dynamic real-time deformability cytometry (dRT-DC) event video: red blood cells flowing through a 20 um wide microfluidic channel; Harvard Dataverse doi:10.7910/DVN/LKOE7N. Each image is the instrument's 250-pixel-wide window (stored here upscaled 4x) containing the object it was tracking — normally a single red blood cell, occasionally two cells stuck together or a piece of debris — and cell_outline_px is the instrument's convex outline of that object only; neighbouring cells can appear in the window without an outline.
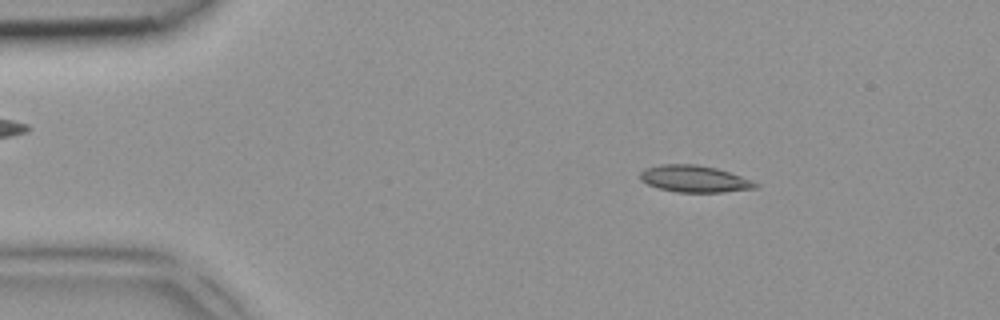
{"species": "common noctule bat (a hibernating species)", "species_latin": "Nyctalus noctula", "temperature_condition": "room temperature", "stored_images_in_passage": 6, "camera_frame_rate_fps": 3000, "um_per_image_px": 0.085, "animal": {"sex": "female", "body_mass_g": 18.4}, "frame": {"image": 1, "passage_image": 2, "time_ms": 0.333, "image_size_px": [1000, 320], "cell_outline_px": [[760, 184], [756, 188], [724, 192], [676, 192], [660, 188], [648, 184], [640, 180], [640, 172], [644, 168], [660, 164], [696, 164], [716, 168], [752, 180]], "centroid_in_image_um": [59.01, 15.2], "position_along_channel_um": 26.0, "area_um2": 17.98}}
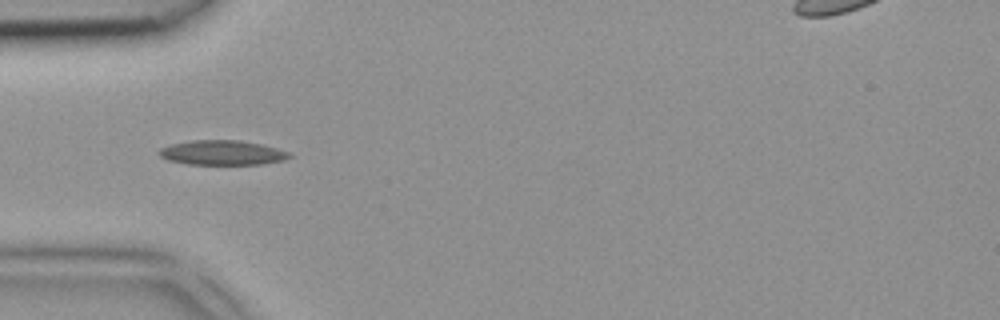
{"frame": {"image": 2, "passage_image": 4, "time_ms": 1.0, "image_size_px": [1000, 320], "cell_outline_px": [[292, 156], [284, 160], [260, 164], [188, 164], [168, 160], [160, 156], [156, 152], [160, 148], [172, 144], [192, 140], [240, 140], [260, 144], [276, 148], [288, 152]], "centroid_in_image_um": [18.86, 12.97], "position_along_channel_um": 66.1, "area_um2": 18.61}}